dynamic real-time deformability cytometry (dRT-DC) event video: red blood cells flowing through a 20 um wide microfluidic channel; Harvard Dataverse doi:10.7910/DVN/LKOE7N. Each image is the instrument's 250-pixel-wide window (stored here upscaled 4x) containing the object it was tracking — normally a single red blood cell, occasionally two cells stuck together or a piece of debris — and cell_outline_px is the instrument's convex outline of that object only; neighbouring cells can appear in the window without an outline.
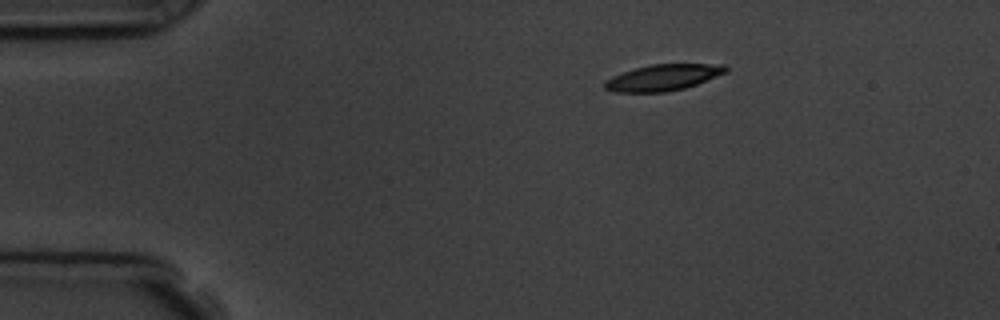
{"species": "common noctule bat (a hibernating species)", "species_latin": "Nyctalus noctula", "temperature_condition": "room temperature", "stored_images_in_passage": 4, "camera_frame_rate_fps": 3000, "um_per_image_px": 0.085, "animal": {"sex": "male", "body_mass_g": 19.5, "forearm_length_mm": 54.6}, "frame": {"image": 1, "passage_image": 1, "time_ms": 0.0, "image_size_px": [1000, 320], "cell_outline_px": [[728, 72], [696, 84], [684, 88], [664, 92], [616, 92], [604, 88], [604, 80], [612, 76], [636, 68], [652, 64], [724, 64], [728, 68]], "centroid_in_image_um": [56.37, 6.58], "position_along_channel_um": 28.6, "area_um2": 18.38}}
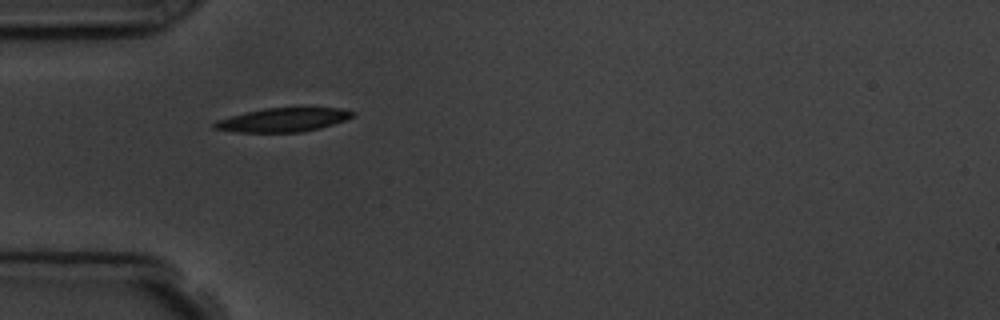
{"frame": {"image": 2, "passage_image": 3, "time_ms": 2.333, "image_size_px": [1000, 320], "cell_outline_px": [[356, 116], [320, 128], [300, 132], [236, 132], [212, 128], [212, 124], [216, 120], [264, 108], [340, 108], [356, 112]], "centroid_in_image_um": [24.07, 10.19], "position_along_channel_um": 60.9, "area_um2": 19.02}}